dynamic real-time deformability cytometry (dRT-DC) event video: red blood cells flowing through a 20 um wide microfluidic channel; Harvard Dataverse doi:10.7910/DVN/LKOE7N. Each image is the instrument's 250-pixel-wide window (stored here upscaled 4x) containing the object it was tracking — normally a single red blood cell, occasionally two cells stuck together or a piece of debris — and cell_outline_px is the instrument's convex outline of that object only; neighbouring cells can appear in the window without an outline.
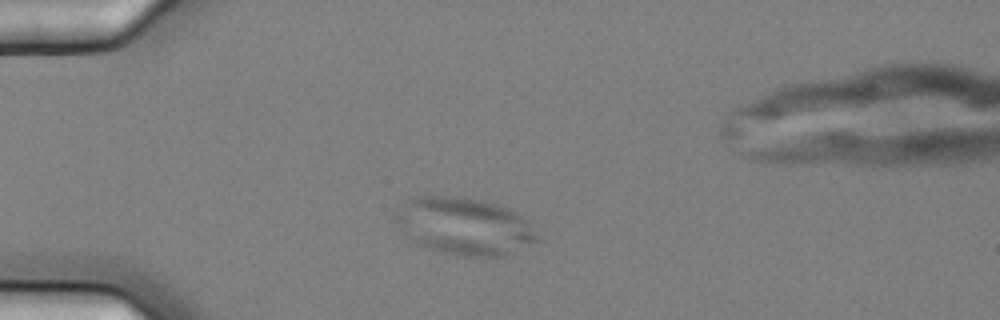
{"species": "common noctule bat (a hibernating species)", "species_latin": "Nyctalus noctula", "temperature_condition": "cold", "stored_images_in_passage": 5, "camera_frame_rate_fps": 3000, "um_per_image_px": 0.085, "animal": {"sex": "female", "body_mass_g": 25.1}, "frame": {"image": 1, "passage_image": 3, "time_ms": 0.667, "image_size_px": [1000, 320], "cell_outline_px": [[540, 240], [500, 256], [464, 256], [444, 252], [428, 248], [416, 244], [408, 236], [392, 216], [396, 204], [416, 196], [460, 196], [480, 200], [512, 208], [528, 224]], "centroid_in_image_um": [39.37, 19.19], "position_along_channel_um": 45.6, "area_um2": 47.05}}
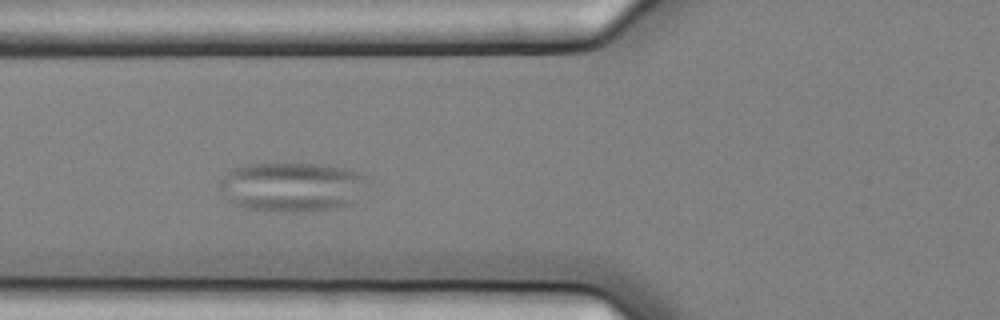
{"frame": {"image": 2, "passage_image": 5, "time_ms": 1.333, "image_size_px": [1000, 320], "cell_outline_px": [[360, 176], [352, 204], [336, 208], [296, 212], [292, 212], [244, 208], [232, 204], [228, 200], [220, 188], [220, 180], [232, 168], [248, 164], [328, 164], [348, 168], [360, 172]], "centroid_in_image_um": [24.68, 15.88], "position_along_channel_um": 101.1, "area_um2": 41.56}}